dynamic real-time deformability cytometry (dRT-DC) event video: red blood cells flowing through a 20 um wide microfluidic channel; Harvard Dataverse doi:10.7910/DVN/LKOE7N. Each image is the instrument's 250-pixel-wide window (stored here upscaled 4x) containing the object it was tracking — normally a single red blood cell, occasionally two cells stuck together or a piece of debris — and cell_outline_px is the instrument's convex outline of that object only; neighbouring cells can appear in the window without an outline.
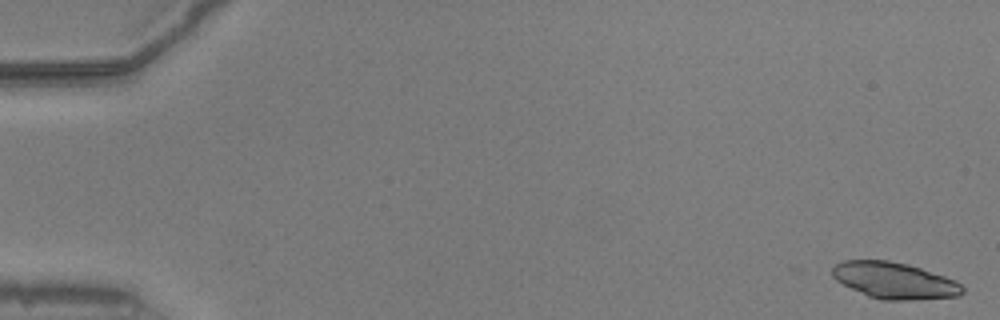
{"species": "common noctule bat (a hibernating species)", "species_latin": "Nyctalus noctula", "temperature_condition": "warm", "stored_images_in_passage": 19, "camera_frame_rate_fps": 3000, "um_per_image_px": 0.085, "animal": {"sex": "male", "body_mass_g": 20.5, "forearm_length_mm": 52.5}, "frame": {"image": 1, "passage_image": 2, "time_ms": 0.333, "image_size_px": [1000, 320], "cell_outline_px": [[964, 292], [960, 296], [912, 300], [884, 300], [868, 296], [836, 280], [832, 276], [832, 268], [836, 264], [844, 260], [888, 260], [908, 264], [956, 280], [964, 288]], "centroid_in_image_um": [76.05, 23.84], "position_along_channel_um": 9.0, "area_um2": 27.51}}
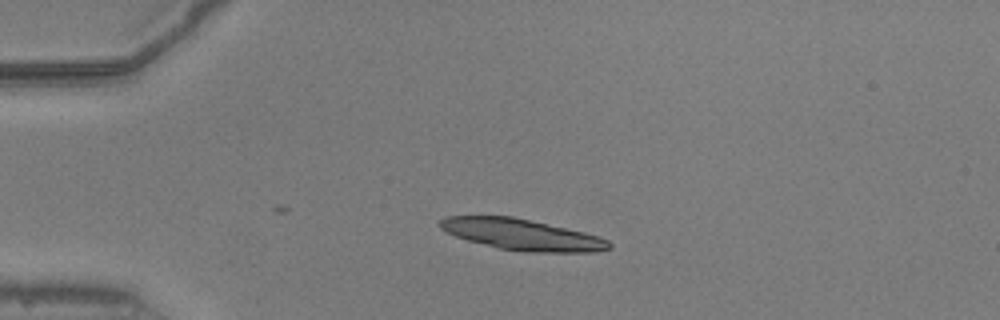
{"frame": {"image": 2, "passage_image": 14, "time_ms": 4.333, "image_size_px": [1000, 320], "cell_outline_px": [[612, 248], [596, 252], [524, 252], [500, 248], [468, 240], [456, 236], [440, 228], [440, 220], [448, 216], [512, 216], [584, 232], [608, 240], [612, 244]], "centroid_in_image_um": [44.4, 19.94], "position_along_channel_um": 40.6, "area_um2": 30.29}}